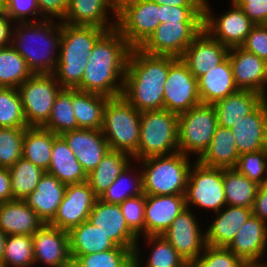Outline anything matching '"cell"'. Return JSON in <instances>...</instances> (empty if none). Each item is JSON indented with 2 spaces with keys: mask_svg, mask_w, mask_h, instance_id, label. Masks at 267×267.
I'll use <instances>...</instances> for the list:
<instances>
[{
  "mask_svg": "<svg viewBox=\"0 0 267 267\" xmlns=\"http://www.w3.org/2000/svg\"><path fill=\"white\" fill-rule=\"evenodd\" d=\"M131 49L116 28L107 31L94 45L81 83L76 89L109 98L122 96Z\"/></svg>",
  "mask_w": 267,
  "mask_h": 267,
  "instance_id": "obj_1",
  "label": "cell"
},
{
  "mask_svg": "<svg viewBox=\"0 0 267 267\" xmlns=\"http://www.w3.org/2000/svg\"><path fill=\"white\" fill-rule=\"evenodd\" d=\"M168 73L169 56L133 48L127 59L122 96L139 112L162 110Z\"/></svg>",
  "mask_w": 267,
  "mask_h": 267,
  "instance_id": "obj_2",
  "label": "cell"
},
{
  "mask_svg": "<svg viewBox=\"0 0 267 267\" xmlns=\"http://www.w3.org/2000/svg\"><path fill=\"white\" fill-rule=\"evenodd\" d=\"M61 43V21L16 22L11 46L25 59L33 74H53Z\"/></svg>",
  "mask_w": 267,
  "mask_h": 267,
  "instance_id": "obj_3",
  "label": "cell"
},
{
  "mask_svg": "<svg viewBox=\"0 0 267 267\" xmlns=\"http://www.w3.org/2000/svg\"><path fill=\"white\" fill-rule=\"evenodd\" d=\"M107 32L100 27L74 26L61 22V43L53 73L62 88L76 89L96 42Z\"/></svg>",
  "mask_w": 267,
  "mask_h": 267,
  "instance_id": "obj_4",
  "label": "cell"
},
{
  "mask_svg": "<svg viewBox=\"0 0 267 267\" xmlns=\"http://www.w3.org/2000/svg\"><path fill=\"white\" fill-rule=\"evenodd\" d=\"M192 157L177 152L167 156L145 158L139 163L145 195L185 194Z\"/></svg>",
  "mask_w": 267,
  "mask_h": 267,
  "instance_id": "obj_5",
  "label": "cell"
},
{
  "mask_svg": "<svg viewBox=\"0 0 267 267\" xmlns=\"http://www.w3.org/2000/svg\"><path fill=\"white\" fill-rule=\"evenodd\" d=\"M141 112L123 96L109 98L103 115L101 132L110 150L122 151L132 157L138 151Z\"/></svg>",
  "mask_w": 267,
  "mask_h": 267,
  "instance_id": "obj_6",
  "label": "cell"
},
{
  "mask_svg": "<svg viewBox=\"0 0 267 267\" xmlns=\"http://www.w3.org/2000/svg\"><path fill=\"white\" fill-rule=\"evenodd\" d=\"M177 152L178 115L165 109L141 112L140 140L133 161Z\"/></svg>",
  "mask_w": 267,
  "mask_h": 267,
  "instance_id": "obj_7",
  "label": "cell"
},
{
  "mask_svg": "<svg viewBox=\"0 0 267 267\" xmlns=\"http://www.w3.org/2000/svg\"><path fill=\"white\" fill-rule=\"evenodd\" d=\"M218 126L213 105L199 104L178 115V150L198 161L210 146Z\"/></svg>",
  "mask_w": 267,
  "mask_h": 267,
  "instance_id": "obj_8",
  "label": "cell"
},
{
  "mask_svg": "<svg viewBox=\"0 0 267 267\" xmlns=\"http://www.w3.org/2000/svg\"><path fill=\"white\" fill-rule=\"evenodd\" d=\"M190 167L185 201L186 208L219 212L227 205L223 186V169L202 165L193 160ZM194 208V209H193ZM196 208V209H195Z\"/></svg>",
  "mask_w": 267,
  "mask_h": 267,
  "instance_id": "obj_9",
  "label": "cell"
},
{
  "mask_svg": "<svg viewBox=\"0 0 267 267\" xmlns=\"http://www.w3.org/2000/svg\"><path fill=\"white\" fill-rule=\"evenodd\" d=\"M160 21V5L151 0H118L116 29L128 45L140 48Z\"/></svg>",
  "mask_w": 267,
  "mask_h": 267,
  "instance_id": "obj_10",
  "label": "cell"
},
{
  "mask_svg": "<svg viewBox=\"0 0 267 267\" xmlns=\"http://www.w3.org/2000/svg\"><path fill=\"white\" fill-rule=\"evenodd\" d=\"M61 89L53 74H33L17 88L28 127H43L48 122Z\"/></svg>",
  "mask_w": 267,
  "mask_h": 267,
  "instance_id": "obj_11",
  "label": "cell"
},
{
  "mask_svg": "<svg viewBox=\"0 0 267 267\" xmlns=\"http://www.w3.org/2000/svg\"><path fill=\"white\" fill-rule=\"evenodd\" d=\"M210 1H203V29L227 48L241 47L255 24L239 6L229 1V9L215 14Z\"/></svg>",
  "mask_w": 267,
  "mask_h": 267,
  "instance_id": "obj_12",
  "label": "cell"
},
{
  "mask_svg": "<svg viewBox=\"0 0 267 267\" xmlns=\"http://www.w3.org/2000/svg\"><path fill=\"white\" fill-rule=\"evenodd\" d=\"M164 87L165 110L180 115L201 104L198 80L181 58L169 56V73Z\"/></svg>",
  "mask_w": 267,
  "mask_h": 267,
  "instance_id": "obj_13",
  "label": "cell"
},
{
  "mask_svg": "<svg viewBox=\"0 0 267 267\" xmlns=\"http://www.w3.org/2000/svg\"><path fill=\"white\" fill-rule=\"evenodd\" d=\"M202 30L203 22L160 23L139 49L149 55L181 58Z\"/></svg>",
  "mask_w": 267,
  "mask_h": 267,
  "instance_id": "obj_14",
  "label": "cell"
},
{
  "mask_svg": "<svg viewBox=\"0 0 267 267\" xmlns=\"http://www.w3.org/2000/svg\"><path fill=\"white\" fill-rule=\"evenodd\" d=\"M196 213L201 212L186 208L162 234L186 262H196L207 245L205 225Z\"/></svg>",
  "mask_w": 267,
  "mask_h": 267,
  "instance_id": "obj_15",
  "label": "cell"
},
{
  "mask_svg": "<svg viewBox=\"0 0 267 267\" xmlns=\"http://www.w3.org/2000/svg\"><path fill=\"white\" fill-rule=\"evenodd\" d=\"M97 199L87 181L67 185L55 217L48 224L69 232L88 220Z\"/></svg>",
  "mask_w": 267,
  "mask_h": 267,
  "instance_id": "obj_16",
  "label": "cell"
},
{
  "mask_svg": "<svg viewBox=\"0 0 267 267\" xmlns=\"http://www.w3.org/2000/svg\"><path fill=\"white\" fill-rule=\"evenodd\" d=\"M32 238L35 266L73 267L67 231L44 224Z\"/></svg>",
  "mask_w": 267,
  "mask_h": 267,
  "instance_id": "obj_17",
  "label": "cell"
},
{
  "mask_svg": "<svg viewBox=\"0 0 267 267\" xmlns=\"http://www.w3.org/2000/svg\"><path fill=\"white\" fill-rule=\"evenodd\" d=\"M117 6L118 0H71L61 22L111 31L116 28Z\"/></svg>",
  "mask_w": 267,
  "mask_h": 267,
  "instance_id": "obj_18",
  "label": "cell"
},
{
  "mask_svg": "<svg viewBox=\"0 0 267 267\" xmlns=\"http://www.w3.org/2000/svg\"><path fill=\"white\" fill-rule=\"evenodd\" d=\"M228 58L239 90L267 93V62L242 47L230 48Z\"/></svg>",
  "mask_w": 267,
  "mask_h": 267,
  "instance_id": "obj_19",
  "label": "cell"
},
{
  "mask_svg": "<svg viewBox=\"0 0 267 267\" xmlns=\"http://www.w3.org/2000/svg\"><path fill=\"white\" fill-rule=\"evenodd\" d=\"M228 52L229 48L203 29L187 47L181 59L198 79L221 64L228 57Z\"/></svg>",
  "mask_w": 267,
  "mask_h": 267,
  "instance_id": "obj_20",
  "label": "cell"
},
{
  "mask_svg": "<svg viewBox=\"0 0 267 267\" xmlns=\"http://www.w3.org/2000/svg\"><path fill=\"white\" fill-rule=\"evenodd\" d=\"M185 209V194L145 195L144 236L162 235Z\"/></svg>",
  "mask_w": 267,
  "mask_h": 267,
  "instance_id": "obj_21",
  "label": "cell"
},
{
  "mask_svg": "<svg viewBox=\"0 0 267 267\" xmlns=\"http://www.w3.org/2000/svg\"><path fill=\"white\" fill-rule=\"evenodd\" d=\"M88 221L99 227L118 246L135 249L139 237L128 227L119 204L97 199Z\"/></svg>",
  "mask_w": 267,
  "mask_h": 267,
  "instance_id": "obj_22",
  "label": "cell"
},
{
  "mask_svg": "<svg viewBox=\"0 0 267 267\" xmlns=\"http://www.w3.org/2000/svg\"><path fill=\"white\" fill-rule=\"evenodd\" d=\"M227 248L243 262L267 261V224L252 214Z\"/></svg>",
  "mask_w": 267,
  "mask_h": 267,
  "instance_id": "obj_23",
  "label": "cell"
},
{
  "mask_svg": "<svg viewBox=\"0 0 267 267\" xmlns=\"http://www.w3.org/2000/svg\"><path fill=\"white\" fill-rule=\"evenodd\" d=\"M61 136L87 175L98 166L110 150L101 130L79 128L63 133Z\"/></svg>",
  "mask_w": 267,
  "mask_h": 267,
  "instance_id": "obj_24",
  "label": "cell"
},
{
  "mask_svg": "<svg viewBox=\"0 0 267 267\" xmlns=\"http://www.w3.org/2000/svg\"><path fill=\"white\" fill-rule=\"evenodd\" d=\"M214 214L210 217L212 220L208 221L209 224L205 228L206 244L227 248L238 230L253 213L252 208L226 205Z\"/></svg>",
  "mask_w": 267,
  "mask_h": 267,
  "instance_id": "obj_25",
  "label": "cell"
},
{
  "mask_svg": "<svg viewBox=\"0 0 267 267\" xmlns=\"http://www.w3.org/2000/svg\"><path fill=\"white\" fill-rule=\"evenodd\" d=\"M239 155L267 148V104L265 100L231 128Z\"/></svg>",
  "mask_w": 267,
  "mask_h": 267,
  "instance_id": "obj_26",
  "label": "cell"
},
{
  "mask_svg": "<svg viewBox=\"0 0 267 267\" xmlns=\"http://www.w3.org/2000/svg\"><path fill=\"white\" fill-rule=\"evenodd\" d=\"M66 186L55 176L45 172L39 180L36 190L30 193L24 202L37 213L45 224H48L55 217L63 200Z\"/></svg>",
  "mask_w": 267,
  "mask_h": 267,
  "instance_id": "obj_27",
  "label": "cell"
},
{
  "mask_svg": "<svg viewBox=\"0 0 267 267\" xmlns=\"http://www.w3.org/2000/svg\"><path fill=\"white\" fill-rule=\"evenodd\" d=\"M44 224L24 200H11L0 204V229L6 235L32 236Z\"/></svg>",
  "mask_w": 267,
  "mask_h": 267,
  "instance_id": "obj_28",
  "label": "cell"
},
{
  "mask_svg": "<svg viewBox=\"0 0 267 267\" xmlns=\"http://www.w3.org/2000/svg\"><path fill=\"white\" fill-rule=\"evenodd\" d=\"M197 80L202 104L213 105L239 90L235 84L232 65L228 57Z\"/></svg>",
  "mask_w": 267,
  "mask_h": 267,
  "instance_id": "obj_29",
  "label": "cell"
},
{
  "mask_svg": "<svg viewBox=\"0 0 267 267\" xmlns=\"http://www.w3.org/2000/svg\"><path fill=\"white\" fill-rule=\"evenodd\" d=\"M263 101L264 95L260 93L238 90L213 104L218 125L231 129L241 118L252 113Z\"/></svg>",
  "mask_w": 267,
  "mask_h": 267,
  "instance_id": "obj_30",
  "label": "cell"
},
{
  "mask_svg": "<svg viewBox=\"0 0 267 267\" xmlns=\"http://www.w3.org/2000/svg\"><path fill=\"white\" fill-rule=\"evenodd\" d=\"M47 173L66 185L87 181V174L61 135H56L54 138L51 162Z\"/></svg>",
  "mask_w": 267,
  "mask_h": 267,
  "instance_id": "obj_31",
  "label": "cell"
},
{
  "mask_svg": "<svg viewBox=\"0 0 267 267\" xmlns=\"http://www.w3.org/2000/svg\"><path fill=\"white\" fill-rule=\"evenodd\" d=\"M68 234L73 262L81 255L104 252L118 246L99 227L88 220L72 228Z\"/></svg>",
  "mask_w": 267,
  "mask_h": 267,
  "instance_id": "obj_32",
  "label": "cell"
},
{
  "mask_svg": "<svg viewBox=\"0 0 267 267\" xmlns=\"http://www.w3.org/2000/svg\"><path fill=\"white\" fill-rule=\"evenodd\" d=\"M142 239V242L141 237L136 242L133 256L140 267H181L186 262L163 235L144 236ZM140 243H145L144 247L151 250L149 255L142 253Z\"/></svg>",
  "mask_w": 267,
  "mask_h": 267,
  "instance_id": "obj_33",
  "label": "cell"
},
{
  "mask_svg": "<svg viewBox=\"0 0 267 267\" xmlns=\"http://www.w3.org/2000/svg\"><path fill=\"white\" fill-rule=\"evenodd\" d=\"M238 157L231 129L218 125L209 148L198 161L207 167L229 169L236 166Z\"/></svg>",
  "mask_w": 267,
  "mask_h": 267,
  "instance_id": "obj_34",
  "label": "cell"
},
{
  "mask_svg": "<svg viewBox=\"0 0 267 267\" xmlns=\"http://www.w3.org/2000/svg\"><path fill=\"white\" fill-rule=\"evenodd\" d=\"M109 97L72 89V109L78 128L101 130L104 108Z\"/></svg>",
  "mask_w": 267,
  "mask_h": 267,
  "instance_id": "obj_35",
  "label": "cell"
},
{
  "mask_svg": "<svg viewBox=\"0 0 267 267\" xmlns=\"http://www.w3.org/2000/svg\"><path fill=\"white\" fill-rule=\"evenodd\" d=\"M133 161V157L122 151L109 150L98 166L87 175V182L99 197Z\"/></svg>",
  "mask_w": 267,
  "mask_h": 267,
  "instance_id": "obj_36",
  "label": "cell"
},
{
  "mask_svg": "<svg viewBox=\"0 0 267 267\" xmlns=\"http://www.w3.org/2000/svg\"><path fill=\"white\" fill-rule=\"evenodd\" d=\"M135 163L132 161L98 199L108 204H121L127 198L144 194L142 169Z\"/></svg>",
  "mask_w": 267,
  "mask_h": 267,
  "instance_id": "obj_37",
  "label": "cell"
},
{
  "mask_svg": "<svg viewBox=\"0 0 267 267\" xmlns=\"http://www.w3.org/2000/svg\"><path fill=\"white\" fill-rule=\"evenodd\" d=\"M56 134L43 127L25 129L22 157L47 172L52 156V147Z\"/></svg>",
  "mask_w": 267,
  "mask_h": 267,
  "instance_id": "obj_38",
  "label": "cell"
},
{
  "mask_svg": "<svg viewBox=\"0 0 267 267\" xmlns=\"http://www.w3.org/2000/svg\"><path fill=\"white\" fill-rule=\"evenodd\" d=\"M223 186L227 205L253 207L259 184L229 168L223 169Z\"/></svg>",
  "mask_w": 267,
  "mask_h": 267,
  "instance_id": "obj_39",
  "label": "cell"
},
{
  "mask_svg": "<svg viewBox=\"0 0 267 267\" xmlns=\"http://www.w3.org/2000/svg\"><path fill=\"white\" fill-rule=\"evenodd\" d=\"M32 75L25 59L11 45L0 48V87L18 88Z\"/></svg>",
  "mask_w": 267,
  "mask_h": 267,
  "instance_id": "obj_40",
  "label": "cell"
},
{
  "mask_svg": "<svg viewBox=\"0 0 267 267\" xmlns=\"http://www.w3.org/2000/svg\"><path fill=\"white\" fill-rule=\"evenodd\" d=\"M9 171L13 200H24L36 190L39 180L46 172L23 157L11 166Z\"/></svg>",
  "mask_w": 267,
  "mask_h": 267,
  "instance_id": "obj_41",
  "label": "cell"
},
{
  "mask_svg": "<svg viewBox=\"0 0 267 267\" xmlns=\"http://www.w3.org/2000/svg\"><path fill=\"white\" fill-rule=\"evenodd\" d=\"M71 102L72 89L62 88L55 99L49 120L43 128L56 135L79 129Z\"/></svg>",
  "mask_w": 267,
  "mask_h": 267,
  "instance_id": "obj_42",
  "label": "cell"
},
{
  "mask_svg": "<svg viewBox=\"0 0 267 267\" xmlns=\"http://www.w3.org/2000/svg\"><path fill=\"white\" fill-rule=\"evenodd\" d=\"M4 267H34L33 238L30 235H7Z\"/></svg>",
  "mask_w": 267,
  "mask_h": 267,
  "instance_id": "obj_43",
  "label": "cell"
},
{
  "mask_svg": "<svg viewBox=\"0 0 267 267\" xmlns=\"http://www.w3.org/2000/svg\"><path fill=\"white\" fill-rule=\"evenodd\" d=\"M0 128H28L17 88L0 87Z\"/></svg>",
  "mask_w": 267,
  "mask_h": 267,
  "instance_id": "obj_44",
  "label": "cell"
},
{
  "mask_svg": "<svg viewBox=\"0 0 267 267\" xmlns=\"http://www.w3.org/2000/svg\"><path fill=\"white\" fill-rule=\"evenodd\" d=\"M134 249L117 246L104 252L79 256L73 267H125L134 257Z\"/></svg>",
  "mask_w": 267,
  "mask_h": 267,
  "instance_id": "obj_45",
  "label": "cell"
},
{
  "mask_svg": "<svg viewBox=\"0 0 267 267\" xmlns=\"http://www.w3.org/2000/svg\"><path fill=\"white\" fill-rule=\"evenodd\" d=\"M26 128H0V167L10 168L22 158Z\"/></svg>",
  "mask_w": 267,
  "mask_h": 267,
  "instance_id": "obj_46",
  "label": "cell"
},
{
  "mask_svg": "<svg viewBox=\"0 0 267 267\" xmlns=\"http://www.w3.org/2000/svg\"><path fill=\"white\" fill-rule=\"evenodd\" d=\"M234 168L259 185L267 184V148L239 155Z\"/></svg>",
  "mask_w": 267,
  "mask_h": 267,
  "instance_id": "obj_47",
  "label": "cell"
},
{
  "mask_svg": "<svg viewBox=\"0 0 267 267\" xmlns=\"http://www.w3.org/2000/svg\"><path fill=\"white\" fill-rule=\"evenodd\" d=\"M200 267H241L244 263L226 247L206 245L197 259Z\"/></svg>",
  "mask_w": 267,
  "mask_h": 267,
  "instance_id": "obj_48",
  "label": "cell"
},
{
  "mask_svg": "<svg viewBox=\"0 0 267 267\" xmlns=\"http://www.w3.org/2000/svg\"><path fill=\"white\" fill-rule=\"evenodd\" d=\"M119 206L128 227L139 238L144 237L145 194L127 198Z\"/></svg>",
  "mask_w": 267,
  "mask_h": 267,
  "instance_id": "obj_49",
  "label": "cell"
},
{
  "mask_svg": "<svg viewBox=\"0 0 267 267\" xmlns=\"http://www.w3.org/2000/svg\"><path fill=\"white\" fill-rule=\"evenodd\" d=\"M4 12L14 23L38 22L45 19L40 14L37 0H6Z\"/></svg>",
  "mask_w": 267,
  "mask_h": 267,
  "instance_id": "obj_50",
  "label": "cell"
},
{
  "mask_svg": "<svg viewBox=\"0 0 267 267\" xmlns=\"http://www.w3.org/2000/svg\"><path fill=\"white\" fill-rule=\"evenodd\" d=\"M160 21L165 22H203V6L160 5Z\"/></svg>",
  "mask_w": 267,
  "mask_h": 267,
  "instance_id": "obj_51",
  "label": "cell"
},
{
  "mask_svg": "<svg viewBox=\"0 0 267 267\" xmlns=\"http://www.w3.org/2000/svg\"><path fill=\"white\" fill-rule=\"evenodd\" d=\"M241 47L267 62V24L255 25Z\"/></svg>",
  "mask_w": 267,
  "mask_h": 267,
  "instance_id": "obj_52",
  "label": "cell"
},
{
  "mask_svg": "<svg viewBox=\"0 0 267 267\" xmlns=\"http://www.w3.org/2000/svg\"><path fill=\"white\" fill-rule=\"evenodd\" d=\"M239 6L255 25L267 24V0H229Z\"/></svg>",
  "mask_w": 267,
  "mask_h": 267,
  "instance_id": "obj_53",
  "label": "cell"
},
{
  "mask_svg": "<svg viewBox=\"0 0 267 267\" xmlns=\"http://www.w3.org/2000/svg\"><path fill=\"white\" fill-rule=\"evenodd\" d=\"M71 0H37L40 14L45 19L62 21Z\"/></svg>",
  "mask_w": 267,
  "mask_h": 267,
  "instance_id": "obj_54",
  "label": "cell"
},
{
  "mask_svg": "<svg viewBox=\"0 0 267 267\" xmlns=\"http://www.w3.org/2000/svg\"><path fill=\"white\" fill-rule=\"evenodd\" d=\"M252 213L267 224V184L259 185Z\"/></svg>",
  "mask_w": 267,
  "mask_h": 267,
  "instance_id": "obj_55",
  "label": "cell"
},
{
  "mask_svg": "<svg viewBox=\"0 0 267 267\" xmlns=\"http://www.w3.org/2000/svg\"><path fill=\"white\" fill-rule=\"evenodd\" d=\"M14 24L5 12L0 13V48L11 45Z\"/></svg>",
  "mask_w": 267,
  "mask_h": 267,
  "instance_id": "obj_56",
  "label": "cell"
},
{
  "mask_svg": "<svg viewBox=\"0 0 267 267\" xmlns=\"http://www.w3.org/2000/svg\"><path fill=\"white\" fill-rule=\"evenodd\" d=\"M13 200L9 168L0 167V204Z\"/></svg>",
  "mask_w": 267,
  "mask_h": 267,
  "instance_id": "obj_57",
  "label": "cell"
},
{
  "mask_svg": "<svg viewBox=\"0 0 267 267\" xmlns=\"http://www.w3.org/2000/svg\"><path fill=\"white\" fill-rule=\"evenodd\" d=\"M158 5H171V6H203L204 0H151Z\"/></svg>",
  "mask_w": 267,
  "mask_h": 267,
  "instance_id": "obj_58",
  "label": "cell"
},
{
  "mask_svg": "<svg viewBox=\"0 0 267 267\" xmlns=\"http://www.w3.org/2000/svg\"><path fill=\"white\" fill-rule=\"evenodd\" d=\"M7 235L0 229V261H2L5 251Z\"/></svg>",
  "mask_w": 267,
  "mask_h": 267,
  "instance_id": "obj_59",
  "label": "cell"
},
{
  "mask_svg": "<svg viewBox=\"0 0 267 267\" xmlns=\"http://www.w3.org/2000/svg\"><path fill=\"white\" fill-rule=\"evenodd\" d=\"M241 267H267V262H244Z\"/></svg>",
  "mask_w": 267,
  "mask_h": 267,
  "instance_id": "obj_60",
  "label": "cell"
},
{
  "mask_svg": "<svg viewBox=\"0 0 267 267\" xmlns=\"http://www.w3.org/2000/svg\"><path fill=\"white\" fill-rule=\"evenodd\" d=\"M181 267H200L197 262H185Z\"/></svg>",
  "mask_w": 267,
  "mask_h": 267,
  "instance_id": "obj_61",
  "label": "cell"
},
{
  "mask_svg": "<svg viewBox=\"0 0 267 267\" xmlns=\"http://www.w3.org/2000/svg\"><path fill=\"white\" fill-rule=\"evenodd\" d=\"M125 267H140L138 262L133 258Z\"/></svg>",
  "mask_w": 267,
  "mask_h": 267,
  "instance_id": "obj_62",
  "label": "cell"
},
{
  "mask_svg": "<svg viewBox=\"0 0 267 267\" xmlns=\"http://www.w3.org/2000/svg\"><path fill=\"white\" fill-rule=\"evenodd\" d=\"M6 0H0V13L5 11Z\"/></svg>",
  "mask_w": 267,
  "mask_h": 267,
  "instance_id": "obj_63",
  "label": "cell"
},
{
  "mask_svg": "<svg viewBox=\"0 0 267 267\" xmlns=\"http://www.w3.org/2000/svg\"><path fill=\"white\" fill-rule=\"evenodd\" d=\"M264 100H265V102H266V104H267V93H266V95L264 96Z\"/></svg>",
  "mask_w": 267,
  "mask_h": 267,
  "instance_id": "obj_64",
  "label": "cell"
},
{
  "mask_svg": "<svg viewBox=\"0 0 267 267\" xmlns=\"http://www.w3.org/2000/svg\"><path fill=\"white\" fill-rule=\"evenodd\" d=\"M0 267H4V265H3V262H2V261H0Z\"/></svg>",
  "mask_w": 267,
  "mask_h": 267,
  "instance_id": "obj_65",
  "label": "cell"
}]
</instances>
